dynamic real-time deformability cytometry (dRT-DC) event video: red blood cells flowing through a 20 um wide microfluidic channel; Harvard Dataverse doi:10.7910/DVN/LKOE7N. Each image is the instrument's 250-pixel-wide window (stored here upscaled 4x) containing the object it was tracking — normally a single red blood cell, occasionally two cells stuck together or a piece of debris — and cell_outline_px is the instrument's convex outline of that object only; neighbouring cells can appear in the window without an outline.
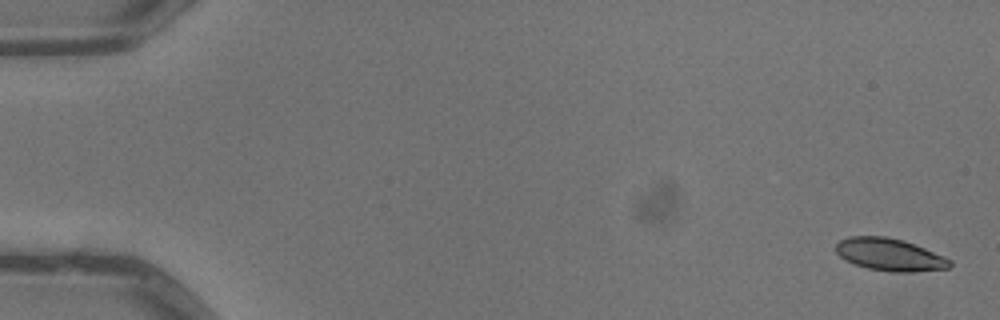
{"species": "common noctule bat (a hibernating species)", "species_latin": "Nyctalus noctula", "temperature_condition": "warm", "stored_images_in_passage": 5, "camera_frame_rate_fps": 3000, "um_per_image_px": 0.085, "animal": {"sex": "male", "body_mass_g": 13.3}, "frame": {"image": 1, "passage_image": 1, "time_ms": 0.0, "image_size_px": [1000, 320], "cell_outline_px": [[952, 264], [948, 268], [912, 272], [888, 272], [868, 268], [844, 260], [836, 252], [836, 244], [840, 240], [848, 236], [884, 236], [904, 240], [944, 256], [952, 260]], "centroid_in_image_um": [75.62, 21.64], "position_along_channel_um": 9.4, "area_um2": 21.56}}
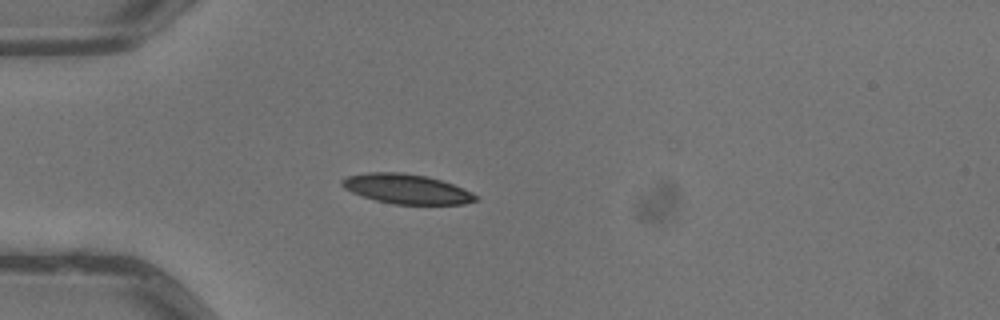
{"frame": {"image": 2, "passage_image": 4, "time_ms": 1.0, "image_size_px": [1000, 320], "cell_outline_px": [[476, 200], [464, 204], [392, 204], [376, 200], [352, 192], [344, 188], [340, 184], [340, 180], [348, 176], [368, 172], [404, 172], [428, 176], [452, 184], [472, 192], [476, 196]], "centroid_in_image_um": [34.53, 16.05], "position_along_channel_um": 50.5, "area_um2": 23.0}}